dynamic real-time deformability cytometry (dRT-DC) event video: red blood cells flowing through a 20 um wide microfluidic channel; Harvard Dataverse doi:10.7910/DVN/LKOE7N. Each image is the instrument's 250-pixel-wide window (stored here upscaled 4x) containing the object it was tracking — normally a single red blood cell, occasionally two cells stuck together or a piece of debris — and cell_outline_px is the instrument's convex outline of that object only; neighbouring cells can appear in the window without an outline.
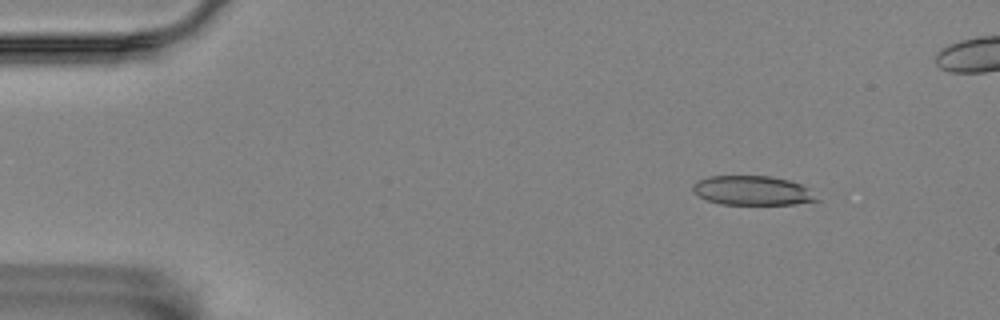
{"species": "Egyptian fruit bat (a non-hibernating species)", "species_latin": "Rousettus aegyptiacus", "temperature_condition": "room temperature", "stored_images_in_passage": 6, "camera_frame_rate_fps": 3000, "um_per_image_px": 0.085, "animal": {"sex": "female"}, "frame": {"image": 1, "passage_image": 2, "time_ms": 0.333, "image_size_px": [1000, 320], "cell_outline_px": [[820, 200], [796, 204], [720, 204], [708, 200], [692, 192], [692, 184], [696, 180], [708, 176], [772, 176], [788, 180], [800, 184], [808, 188]], "centroid_in_image_um": [63.92, 16.19], "position_along_channel_um": 21.1, "area_um2": 21.21}}
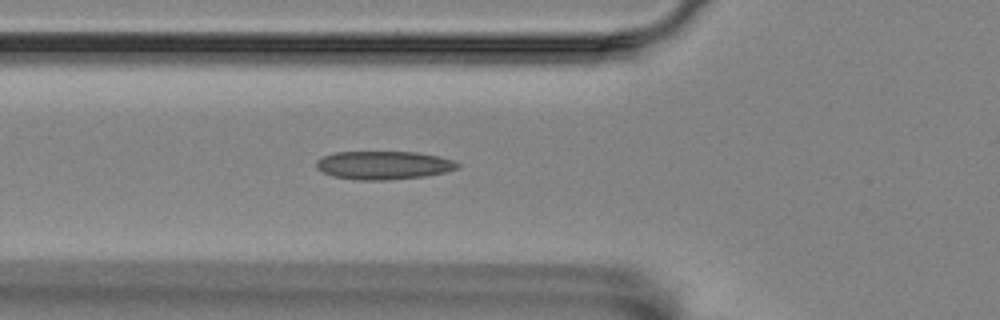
{"frame": {"image": 2, "passage_image": 6, "time_ms": 1.667, "image_size_px": [1000, 320], "cell_outline_px": [[460, 164], [456, 168], [444, 172], [424, 176], [388, 180], [360, 180], [332, 176], [316, 168], [316, 160], [324, 156], [336, 152], [416, 152], [436, 156], [452, 160]], "centroid_in_image_um": [32.56, 14.04], "position_along_channel_um": 93.2, "area_um2": 23.06}}